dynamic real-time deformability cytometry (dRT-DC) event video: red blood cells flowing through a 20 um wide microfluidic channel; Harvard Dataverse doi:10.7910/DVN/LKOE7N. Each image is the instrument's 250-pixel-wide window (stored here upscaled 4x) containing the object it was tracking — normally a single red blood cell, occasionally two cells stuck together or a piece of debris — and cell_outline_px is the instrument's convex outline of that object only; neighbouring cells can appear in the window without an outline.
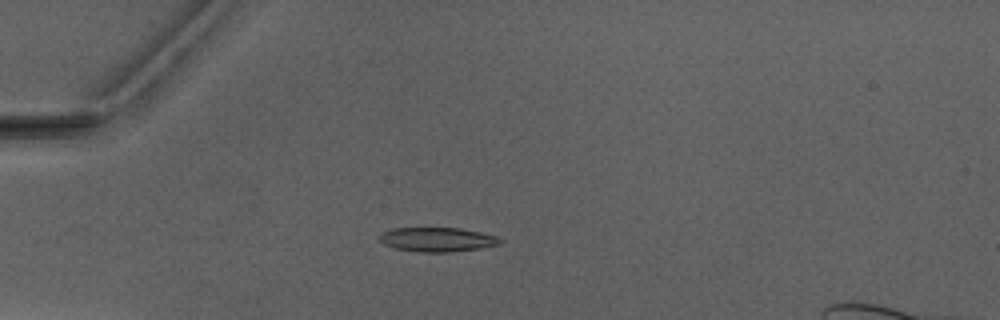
{"species": "Egyptian fruit bat (a non-hibernating species)", "species_latin": "Rousettus aegyptiacus", "temperature_condition": "warm", "stored_images_in_passage": 4, "camera_frame_rate_fps": 3000, "um_per_image_px": 0.085, "animal": {"sex": "male"}, "frame": {"image": 1, "passage_image": 4, "time_ms": 3.667, "image_size_px": [1000, 320], "cell_outline_px": [[504, 240], [500, 244], [480, 248], [448, 252], [420, 252], [396, 248], [384, 244], [376, 240], [376, 236], [380, 232], [392, 228], [460, 228], [480, 232], [496, 236]], "centroid_in_image_um": [37.1, 20.35], "position_along_channel_um": 47.9, "area_um2": 17.22}}